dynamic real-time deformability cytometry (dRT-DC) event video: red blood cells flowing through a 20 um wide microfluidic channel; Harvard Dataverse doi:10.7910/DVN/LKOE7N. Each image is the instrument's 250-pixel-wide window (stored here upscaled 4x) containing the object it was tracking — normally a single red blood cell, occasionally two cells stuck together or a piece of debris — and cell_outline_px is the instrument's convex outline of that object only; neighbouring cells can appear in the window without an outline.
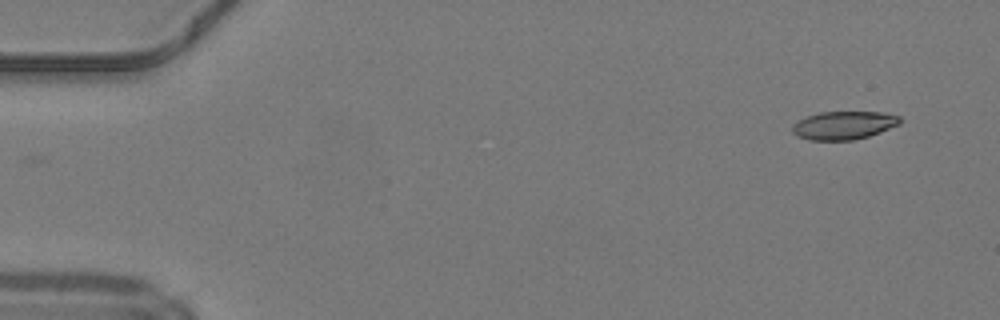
{"species": "common noctule bat (a hibernating species)", "species_latin": "Nyctalus noctula", "temperature_condition": "warm", "stored_images_in_passage": 47, "camera_frame_rate_fps": 3000, "um_per_image_px": 0.085, "animal": {"sex": "male", "body_mass_g": 19.2, "forearm_length_mm": 51.8}, "frame": {"image": 1, "passage_image": 1, "time_ms": 0.0, "image_size_px": [1000, 320], "cell_outline_px": [[900, 124], [880, 132], [868, 136], [852, 140], [808, 140], [796, 136], [792, 132], [792, 124], [808, 116], [820, 112], [884, 112], [900, 116]], "centroid_in_image_um": [71.71, 10.65], "position_along_channel_um": 13.3, "area_um2": 17.69}}
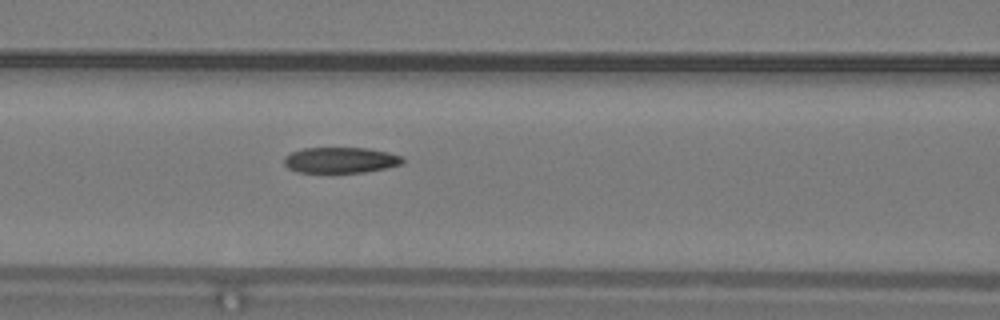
{"frame": {"image": 2, "passage_image": 19, "time_ms": 6.0, "image_size_px": [1000, 320], "cell_outline_px": [[404, 164], [364, 172], [296, 172], [288, 168], [284, 164], [284, 156], [292, 152], [304, 148], [368, 148], [388, 152], [404, 156]], "centroid_in_image_um": [28.97, 13.6], "position_along_channel_um": 137.6, "area_um2": 17.86}}
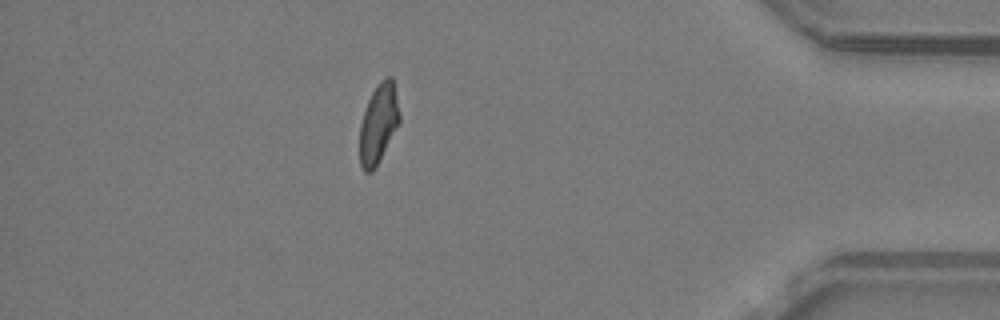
{"frame": {"image": 3, "passage_image": 41, "time_ms": 13.333, "image_size_px": [1000, 320], "cell_outline_px": [[400, 120], [372, 172], [364, 172], [360, 164], [360, 124], [368, 100], [376, 84], [384, 76], [392, 76], [400, 116]], "centroid_in_image_um": [32.15, 10.45], "position_along_channel_um": 403.0, "area_um2": 17.98}, "authors_computed_cell_mechanics": {"area_um2": 18.9584, "velocity_mm_per_s": 4.2138, "shape_relaxation_time_tau1_ms": 6.1784, "shape_relaxation_time_tau2_ms": 2.273, "deformation_change_tau1": 0.1967, "deformation_change_tau2": 0.0873}}